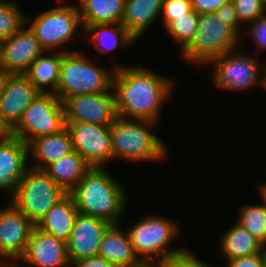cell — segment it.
Masks as SVG:
<instances>
[{
    "label": "cell",
    "mask_w": 266,
    "mask_h": 267,
    "mask_svg": "<svg viewBox=\"0 0 266 267\" xmlns=\"http://www.w3.org/2000/svg\"><path fill=\"white\" fill-rule=\"evenodd\" d=\"M112 88L119 117L160 121L163 106L172 96L174 78L159 75L146 66L113 65Z\"/></svg>",
    "instance_id": "1"
},
{
    "label": "cell",
    "mask_w": 266,
    "mask_h": 267,
    "mask_svg": "<svg viewBox=\"0 0 266 267\" xmlns=\"http://www.w3.org/2000/svg\"><path fill=\"white\" fill-rule=\"evenodd\" d=\"M107 171L106 167H92L70 194L80 214L121 224L129 195L122 183Z\"/></svg>",
    "instance_id": "2"
},
{
    "label": "cell",
    "mask_w": 266,
    "mask_h": 267,
    "mask_svg": "<svg viewBox=\"0 0 266 267\" xmlns=\"http://www.w3.org/2000/svg\"><path fill=\"white\" fill-rule=\"evenodd\" d=\"M157 124L118 116L110 125L114 160L119 158L130 163L166 161L169 157L167 144L153 132Z\"/></svg>",
    "instance_id": "3"
},
{
    "label": "cell",
    "mask_w": 266,
    "mask_h": 267,
    "mask_svg": "<svg viewBox=\"0 0 266 267\" xmlns=\"http://www.w3.org/2000/svg\"><path fill=\"white\" fill-rule=\"evenodd\" d=\"M98 66L83 50L62 53L59 81L54 92L63 101L76 95L99 94L112 87L115 68ZM110 69V70H109Z\"/></svg>",
    "instance_id": "4"
},
{
    "label": "cell",
    "mask_w": 266,
    "mask_h": 267,
    "mask_svg": "<svg viewBox=\"0 0 266 267\" xmlns=\"http://www.w3.org/2000/svg\"><path fill=\"white\" fill-rule=\"evenodd\" d=\"M241 37L215 12L199 14L191 43L180 53L185 61L206 67L212 60L240 48Z\"/></svg>",
    "instance_id": "5"
},
{
    "label": "cell",
    "mask_w": 266,
    "mask_h": 267,
    "mask_svg": "<svg viewBox=\"0 0 266 267\" xmlns=\"http://www.w3.org/2000/svg\"><path fill=\"white\" fill-rule=\"evenodd\" d=\"M132 223L126 231L139 259L162 261L182 253L186 247H171L178 238L181 226L164 215H145ZM175 239V240H174Z\"/></svg>",
    "instance_id": "6"
},
{
    "label": "cell",
    "mask_w": 266,
    "mask_h": 267,
    "mask_svg": "<svg viewBox=\"0 0 266 267\" xmlns=\"http://www.w3.org/2000/svg\"><path fill=\"white\" fill-rule=\"evenodd\" d=\"M57 1L61 3L46 11L43 10L32 19V22L31 17L28 19L26 15V23H31L28 26L46 52L67 53L71 52V49L64 48V45H68L70 41L73 42L75 37H84L82 34L84 30L81 32L82 22L78 6L63 5L65 0Z\"/></svg>",
    "instance_id": "7"
},
{
    "label": "cell",
    "mask_w": 266,
    "mask_h": 267,
    "mask_svg": "<svg viewBox=\"0 0 266 267\" xmlns=\"http://www.w3.org/2000/svg\"><path fill=\"white\" fill-rule=\"evenodd\" d=\"M240 49L228 52L206 66L207 69L210 68L208 76L211 83L218 89L229 92L244 91L254 85H259L266 91V63L255 58L256 52L250 56L246 52H240Z\"/></svg>",
    "instance_id": "8"
},
{
    "label": "cell",
    "mask_w": 266,
    "mask_h": 267,
    "mask_svg": "<svg viewBox=\"0 0 266 267\" xmlns=\"http://www.w3.org/2000/svg\"><path fill=\"white\" fill-rule=\"evenodd\" d=\"M66 194L44 170L29 167L10 201L36 226Z\"/></svg>",
    "instance_id": "9"
},
{
    "label": "cell",
    "mask_w": 266,
    "mask_h": 267,
    "mask_svg": "<svg viewBox=\"0 0 266 267\" xmlns=\"http://www.w3.org/2000/svg\"><path fill=\"white\" fill-rule=\"evenodd\" d=\"M66 128L62 101L51 92H40L9 131L29 144L33 139L53 135Z\"/></svg>",
    "instance_id": "10"
},
{
    "label": "cell",
    "mask_w": 266,
    "mask_h": 267,
    "mask_svg": "<svg viewBox=\"0 0 266 267\" xmlns=\"http://www.w3.org/2000/svg\"><path fill=\"white\" fill-rule=\"evenodd\" d=\"M73 150L77 151L91 167L105 168L114 159L110 126L82 122H66Z\"/></svg>",
    "instance_id": "11"
},
{
    "label": "cell",
    "mask_w": 266,
    "mask_h": 267,
    "mask_svg": "<svg viewBox=\"0 0 266 267\" xmlns=\"http://www.w3.org/2000/svg\"><path fill=\"white\" fill-rule=\"evenodd\" d=\"M0 209V260L13 267L24 255L35 225L10 200Z\"/></svg>",
    "instance_id": "12"
},
{
    "label": "cell",
    "mask_w": 266,
    "mask_h": 267,
    "mask_svg": "<svg viewBox=\"0 0 266 267\" xmlns=\"http://www.w3.org/2000/svg\"><path fill=\"white\" fill-rule=\"evenodd\" d=\"M66 122L110 126L118 117L113 88L99 94L76 95L63 101Z\"/></svg>",
    "instance_id": "13"
},
{
    "label": "cell",
    "mask_w": 266,
    "mask_h": 267,
    "mask_svg": "<svg viewBox=\"0 0 266 267\" xmlns=\"http://www.w3.org/2000/svg\"><path fill=\"white\" fill-rule=\"evenodd\" d=\"M45 50L27 23L10 38L0 41V67L9 74H25Z\"/></svg>",
    "instance_id": "14"
},
{
    "label": "cell",
    "mask_w": 266,
    "mask_h": 267,
    "mask_svg": "<svg viewBox=\"0 0 266 267\" xmlns=\"http://www.w3.org/2000/svg\"><path fill=\"white\" fill-rule=\"evenodd\" d=\"M28 160V144L7 132L0 139V191L10 195L8 201L16 194L19 181L30 167Z\"/></svg>",
    "instance_id": "15"
},
{
    "label": "cell",
    "mask_w": 266,
    "mask_h": 267,
    "mask_svg": "<svg viewBox=\"0 0 266 267\" xmlns=\"http://www.w3.org/2000/svg\"><path fill=\"white\" fill-rule=\"evenodd\" d=\"M13 267H71L67 243L35 226L24 255Z\"/></svg>",
    "instance_id": "16"
},
{
    "label": "cell",
    "mask_w": 266,
    "mask_h": 267,
    "mask_svg": "<svg viewBox=\"0 0 266 267\" xmlns=\"http://www.w3.org/2000/svg\"><path fill=\"white\" fill-rule=\"evenodd\" d=\"M39 93L25 74H10L0 97V125L9 132Z\"/></svg>",
    "instance_id": "17"
},
{
    "label": "cell",
    "mask_w": 266,
    "mask_h": 267,
    "mask_svg": "<svg viewBox=\"0 0 266 267\" xmlns=\"http://www.w3.org/2000/svg\"><path fill=\"white\" fill-rule=\"evenodd\" d=\"M110 225L106 220L79 213L67 242L71 264L80 259L97 256L102 236Z\"/></svg>",
    "instance_id": "18"
},
{
    "label": "cell",
    "mask_w": 266,
    "mask_h": 267,
    "mask_svg": "<svg viewBox=\"0 0 266 267\" xmlns=\"http://www.w3.org/2000/svg\"><path fill=\"white\" fill-rule=\"evenodd\" d=\"M30 167L44 170L49 164L73 151L67 128L53 135L33 139L29 144ZM34 160V161H33Z\"/></svg>",
    "instance_id": "19"
},
{
    "label": "cell",
    "mask_w": 266,
    "mask_h": 267,
    "mask_svg": "<svg viewBox=\"0 0 266 267\" xmlns=\"http://www.w3.org/2000/svg\"><path fill=\"white\" fill-rule=\"evenodd\" d=\"M121 224H111L104 232L98 255L115 267L134 264L140 259L135 253L127 231L122 230Z\"/></svg>",
    "instance_id": "20"
},
{
    "label": "cell",
    "mask_w": 266,
    "mask_h": 267,
    "mask_svg": "<svg viewBox=\"0 0 266 267\" xmlns=\"http://www.w3.org/2000/svg\"><path fill=\"white\" fill-rule=\"evenodd\" d=\"M78 214L72 195L67 193L45 214L36 227L67 243Z\"/></svg>",
    "instance_id": "21"
},
{
    "label": "cell",
    "mask_w": 266,
    "mask_h": 267,
    "mask_svg": "<svg viewBox=\"0 0 266 267\" xmlns=\"http://www.w3.org/2000/svg\"><path fill=\"white\" fill-rule=\"evenodd\" d=\"M162 5L163 0H126L121 24L138 41L159 20Z\"/></svg>",
    "instance_id": "22"
},
{
    "label": "cell",
    "mask_w": 266,
    "mask_h": 267,
    "mask_svg": "<svg viewBox=\"0 0 266 267\" xmlns=\"http://www.w3.org/2000/svg\"><path fill=\"white\" fill-rule=\"evenodd\" d=\"M92 167L75 150L49 164L44 171L64 191L70 193Z\"/></svg>",
    "instance_id": "23"
},
{
    "label": "cell",
    "mask_w": 266,
    "mask_h": 267,
    "mask_svg": "<svg viewBox=\"0 0 266 267\" xmlns=\"http://www.w3.org/2000/svg\"><path fill=\"white\" fill-rule=\"evenodd\" d=\"M85 37H89V43H91L95 50L99 53H109L111 50L121 48H129L133 44L138 42L128 30L121 24H94L87 26L84 29Z\"/></svg>",
    "instance_id": "24"
},
{
    "label": "cell",
    "mask_w": 266,
    "mask_h": 267,
    "mask_svg": "<svg viewBox=\"0 0 266 267\" xmlns=\"http://www.w3.org/2000/svg\"><path fill=\"white\" fill-rule=\"evenodd\" d=\"M221 235L218 253L226 259L225 262L237 257L260 253L266 248L237 222H234Z\"/></svg>",
    "instance_id": "25"
},
{
    "label": "cell",
    "mask_w": 266,
    "mask_h": 267,
    "mask_svg": "<svg viewBox=\"0 0 266 267\" xmlns=\"http://www.w3.org/2000/svg\"><path fill=\"white\" fill-rule=\"evenodd\" d=\"M83 30L94 24L122 23L126 0H77Z\"/></svg>",
    "instance_id": "26"
},
{
    "label": "cell",
    "mask_w": 266,
    "mask_h": 267,
    "mask_svg": "<svg viewBox=\"0 0 266 267\" xmlns=\"http://www.w3.org/2000/svg\"><path fill=\"white\" fill-rule=\"evenodd\" d=\"M50 53L45 51L25 73L40 92L54 93L57 89L62 53Z\"/></svg>",
    "instance_id": "27"
},
{
    "label": "cell",
    "mask_w": 266,
    "mask_h": 267,
    "mask_svg": "<svg viewBox=\"0 0 266 267\" xmlns=\"http://www.w3.org/2000/svg\"><path fill=\"white\" fill-rule=\"evenodd\" d=\"M260 204H241L237 223L246 229L266 247V182L258 184Z\"/></svg>",
    "instance_id": "28"
},
{
    "label": "cell",
    "mask_w": 266,
    "mask_h": 267,
    "mask_svg": "<svg viewBox=\"0 0 266 267\" xmlns=\"http://www.w3.org/2000/svg\"><path fill=\"white\" fill-rule=\"evenodd\" d=\"M199 22V13L194 9L175 17L163 30L180 47V53L191 43L196 35Z\"/></svg>",
    "instance_id": "29"
},
{
    "label": "cell",
    "mask_w": 266,
    "mask_h": 267,
    "mask_svg": "<svg viewBox=\"0 0 266 267\" xmlns=\"http://www.w3.org/2000/svg\"><path fill=\"white\" fill-rule=\"evenodd\" d=\"M18 6L15 0H0V41L16 34L26 23V15Z\"/></svg>",
    "instance_id": "30"
},
{
    "label": "cell",
    "mask_w": 266,
    "mask_h": 267,
    "mask_svg": "<svg viewBox=\"0 0 266 267\" xmlns=\"http://www.w3.org/2000/svg\"><path fill=\"white\" fill-rule=\"evenodd\" d=\"M231 2L242 26L266 15V4L262 0H231Z\"/></svg>",
    "instance_id": "31"
},
{
    "label": "cell",
    "mask_w": 266,
    "mask_h": 267,
    "mask_svg": "<svg viewBox=\"0 0 266 267\" xmlns=\"http://www.w3.org/2000/svg\"><path fill=\"white\" fill-rule=\"evenodd\" d=\"M191 9V0H163L159 22L164 29L175 17L184 15Z\"/></svg>",
    "instance_id": "32"
},
{
    "label": "cell",
    "mask_w": 266,
    "mask_h": 267,
    "mask_svg": "<svg viewBox=\"0 0 266 267\" xmlns=\"http://www.w3.org/2000/svg\"><path fill=\"white\" fill-rule=\"evenodd\" d=\"M160 267H213L196 257L186 248L182 253L159 261Z\"/></svg>",
    "instance_id": "33"
},
{
    "label": "cell",
    "mask_w": 266,
    "mask_h": 267,
    "mask_svg": "<svg viewBox=\"0 0 266 267\" xmlns=\"http://www.w3.org/2000/svg\"><path fill=\"white\" fill-rule=\"evenodd\" d=\"M247 26V30L246 28L244 29L245 31L242 34L241 41L247 34L253 40V45H256L260 51L266 49V15L249 23Z\"/></svg>",
    "instance_id": "34"
},
{
    "label": "cell",
    "mask_w": 266,
    "mask_h": 267,
    "mask_svg": "<svg viewBox=\"0 0 266 267\" xmlns=\"http://www.w3.org/2000/svg\"><path fill=\"white\" fill-rule=\"evenodd\" d=\"M226 267H265L266 266V248L250 256L237 257L227 261Z\"/></svg>",
    "instance_id": "35"
},
{
    "label": "cell",
    "mask_w": 266,
    "mask_h": 267,
    "mask_svg": "<svg viewBox=\"0 0 266 267\" xmlns=\"http://www.w3.org/2000/svg\"><path fill=\"white\" fill-rule=\"evenodd\" d=\"M215 13L217 15H221L224 22L228 24V26H230L240 37H242L245 28L238 20L236 9L232 2L221 6Z\"/></svg>",
    "instance_id": "36"
},
{
    "label": "cell",
    "mask_w": 266,
    "mask_h": 267,
    "mask_svg": "<svg viewBox=\"0 0 266 267\" xmlns=\"http://www.w3.org/2000/svg\"><path fill=\"white\" fill-rule=\"evenodd\" d=\"M230 2L231 0H191L192 9L199 14L216 12L221 6Z\"/></svg>",
    "instance_id": "37"
},
{
    "label": "cell",
    "mask_w": 266,
    "mask_h": 267,
    "mask_svg": "<svg viewBox=\"0 0 266 267\" xmlns=\"http://www.w3.org/2000/svg\"><path fill=\"white\" fill-rule=\"evenodd\" d=\"M71 267H115L103 257L97 255L90 258L77 260L71 264Z\"/></svg>",
    "instance_id": "38"
},
{
    "label": "cell",
    "mask_w": 266,
    "mask_h": 267,
    "mask_svg": "<svg viewBox=\"0 0 266 267\" xmlns=\"http://www.w3.org/2000/svg\"><path fill=\"white\" fill-rule=\"evenodd\" d=\"M123 267H160V265H159V261H156V260L153 261V260L140 259L138 262L134 264L123 266Z\"/></svg>",
    "instance_id": "39"
},
{
    "label": "cell",
    "mask_w": 266,
    "mask_h": 267,
    "mask_svg": "<svg viewBox=\"0 0 266 267\" xmlns=\"http://www.w3.org/2000/svg\"><path fill=\"white\" fill-rule=\"evenodd\" d=\"M9 75V73H6L3 69H0V97L3 94L5 83Z\"/></svg>",
    "instance_id": "40"
},
{
    "label": "cell",
    "mask_w": 266,
    "mask_h": 267,
    "mask_svg": "<svg viewBox=\"0 0 266 267\" xmlns=\"http://www.w3.org/2000/svg\"><path fill=\"white\" fill-rule=\"evenodd\" d=\"M7 131L0 125V136H4Z\"/></svg>",
    "instance_id": "41"
},
{
    "label": "cell",
    "mask_w": 266,
    "mask_h": 267,
    "mask_svg": "<svg viewBox=\"0 0 266 267\" xmlns=\"http://www.w3.org/2000/svg\"><path fill=\"white\" fill-rule=\"evenodd\" d=\"M0 267H11L8 263L0 260Z\"/></svg>",
    "instance_id": "42"
}]
</instances>
